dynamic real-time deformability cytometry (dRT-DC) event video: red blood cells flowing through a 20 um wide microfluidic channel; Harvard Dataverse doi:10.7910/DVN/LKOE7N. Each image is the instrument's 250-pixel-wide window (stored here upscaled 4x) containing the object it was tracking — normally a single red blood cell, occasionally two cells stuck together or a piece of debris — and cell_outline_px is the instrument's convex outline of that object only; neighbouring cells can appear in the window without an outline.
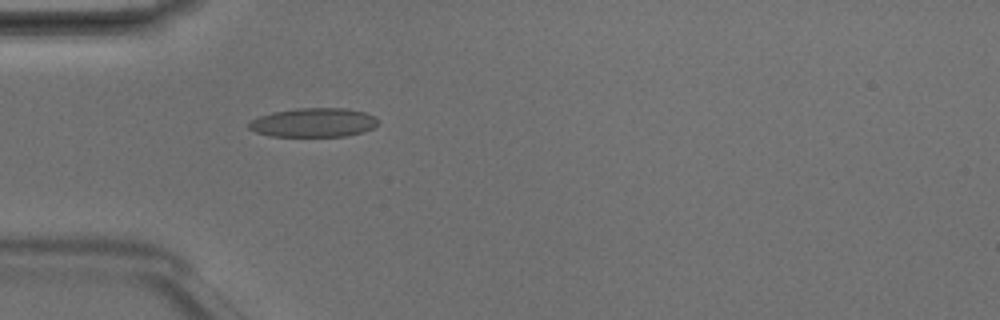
{"species": "Egyptian fruit bat (a non-hibernating species)", "species_latin": "Rousettus aegyptiacus", "temperature_condition": "room temperature", "stored_images_in_passage": 5, "camera_frame_rate_fps": 3000, "um_per_image_px": 0.085, "animal": {"sex": "male"}, "frame": {"image": 1, "passage_image": 5, "time_ms": 1.333, "image_size_px": [1000, 320], "cell_outline_px": [[380, 120], [372, 128], [364, 132], [344, 136], [268, 136], [256, 132], [248, 128], [248, 124], [252, 120], [260, 116], [272, 112], [296, 108], [344, 108], [364, 112], [376, 116]], "centroid_in_image_um": [26.66, 10.41], "position_along_channel_um": 58.3, "area_um2": 21.91}}